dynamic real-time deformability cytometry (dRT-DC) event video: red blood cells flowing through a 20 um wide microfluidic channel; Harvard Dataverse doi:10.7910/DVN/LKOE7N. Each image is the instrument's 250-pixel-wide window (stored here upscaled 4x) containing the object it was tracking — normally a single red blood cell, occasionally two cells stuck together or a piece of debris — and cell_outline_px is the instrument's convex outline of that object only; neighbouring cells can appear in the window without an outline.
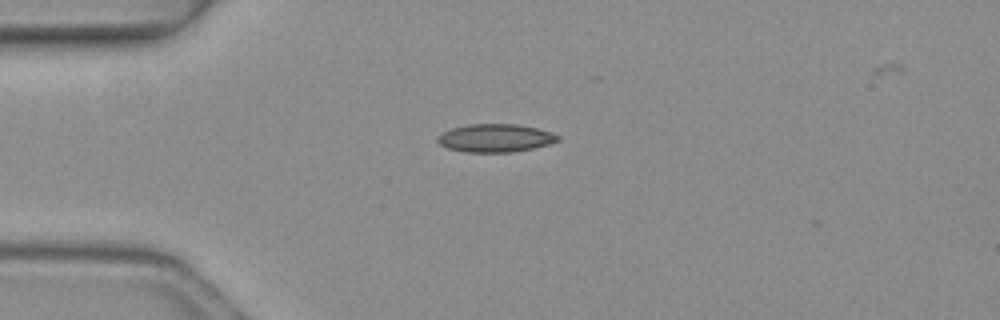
{"species": "common noctule bat (a hibernating species)", "species_latin": "Nyctalus noctula", "temperature_condition": "warm", "stored_images_in_passage": 2, "camera_frame_rate_fps": 3000, "um_per_image_px": 0.085, "animal": {"sex": "female", "body_mass_g": 19.3, "forearm_length_mm": 54.1}, "frame": {"image": 1, "passage_image": 1, "time_ms": 0.0, "image_size_px": [1000, 320], "cell_outline_px": [[560, 140], [548, 144], [532, 148], [512, 152], [468, 152], [448, 148], [440, 144], [436, 140], [436, 136], [440, 132], [452, 128], [468, 124], [516, 124], [536, 128], [552, 132], [560, 136]], "centroid_in_image_um": [42.08, 11.72], "position_along_channel_um": 42.9, "area_um2": 19.71}}
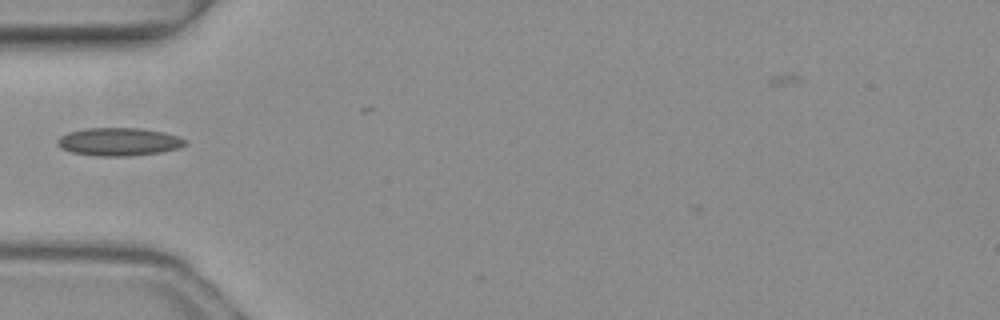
{"frame": {"image": 2, "passage_image": 2, "time_ms": 0.333, "image_size_px": [1000, 320], "cell_outline_px": [[188, 144], [180, 148], [160, 152], [124, 156], [96, 156], [72, 152], [60, 148], [56, 144], [56, 140], [60, 136], [68, 132], [84, 128], [140, 128], [164, 132], [180, 136], [188, 140]], "centroid_in_image_um": [10.12, 12.04], "position_along_channel_um": 74.9, "area_um2": 21.1}}